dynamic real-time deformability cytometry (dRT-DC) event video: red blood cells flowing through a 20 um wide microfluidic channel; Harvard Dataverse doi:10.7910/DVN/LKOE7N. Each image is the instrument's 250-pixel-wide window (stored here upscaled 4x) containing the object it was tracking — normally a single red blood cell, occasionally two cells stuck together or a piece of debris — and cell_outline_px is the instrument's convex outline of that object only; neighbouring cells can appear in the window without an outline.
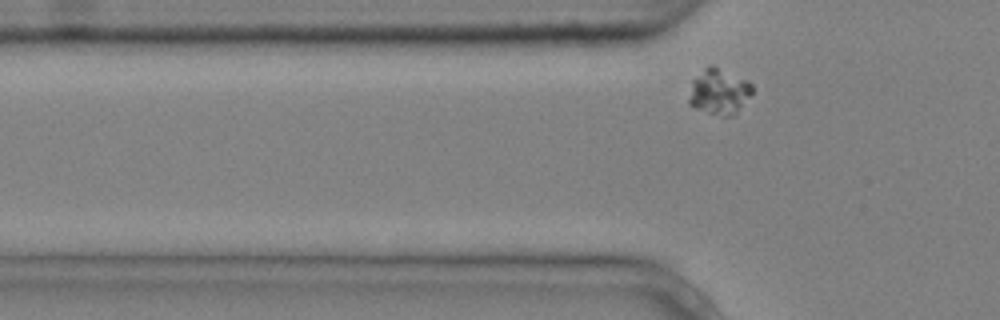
{"species": "common noctule bat (a hibernating species)", "species_latin": "Nyctalus noctula", "temperature_condition": "cold", "stored_images_in_passage": 4, "camera_frame_rate_fps": 3000, "um_per_image_px": 0.085, "animal": {"sex": "male", "body_mass_g": 20.4}, "frame": {"image": 1, "passage_image": 4, "time_ms": 1.0, "image_size_px": [1000, 320], "cell_outline_px": [[752, 92], [736, 112], [732, 116], [724, 116], [696, 108], [688, 104], [688, 100], [692, 80], [704, 68], [712, 64], [752, 84]], "centroid_in_image_um": [61.07, 7.78], "position_along_channel_um": 64.7, "area_um2": 16.36}}